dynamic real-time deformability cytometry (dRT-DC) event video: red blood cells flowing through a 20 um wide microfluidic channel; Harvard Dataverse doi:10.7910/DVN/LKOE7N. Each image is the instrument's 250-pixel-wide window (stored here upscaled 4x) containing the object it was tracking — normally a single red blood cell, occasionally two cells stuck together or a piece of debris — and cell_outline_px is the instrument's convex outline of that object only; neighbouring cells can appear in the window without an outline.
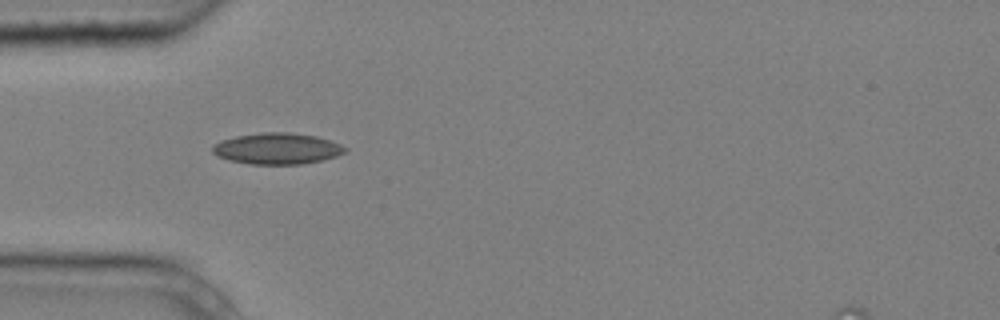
{"species": "common noctule bat (a hibernating species)", "species_latin": "Nyctalus noctula", "temperature_condition": "cold", "stored_images_in_passage": 10, "camera_frame_rate_fps": 3000, "um_per_image_px": 0.085, "animal": {"sex": "male", "body_mass_g": 20.4}, "frame": {"image": 1, "passage_image": 4, "time_ms": 1.0, "image_size_px": [1000, 320], "cell_outline_px": [[348, 152], [336, 156], [320, 160], [300, 164], [248, 164], [228, 160], [216, 156], [212, 152], [212, 144], [220, 140], [236, 136], [264, 132], [288, 132], [316, 136], [340, 144], [348, 148]], "centroid_in_image_um": [23.52, 12.63], "position_along_channel_um": 61.5, "area_um2": 24.22}}
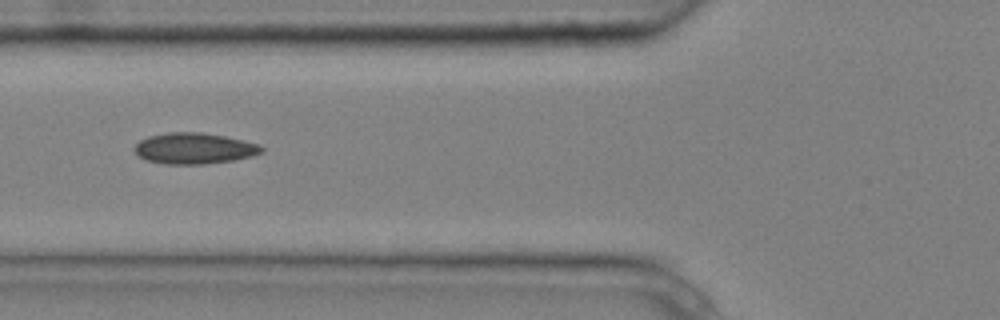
{"frame": {"image": 2, "passage_image": 5, "time_ms": 1.333, "image_size_px": [1000, 320], "cell_outline_px": [[264, 148], [260, 152], [252, 156], [232, 160], [204, 164], [164, 164], [144, 160], [136, 152], [136, 144], [140, 140], [148, 136], [168, 132], [200, 132], [224, 136], [260, 144]], "centroid_in_image_um": [16.5, 12.61], "position_along_channel_um": 109.3, "area_um2": 22.83}}
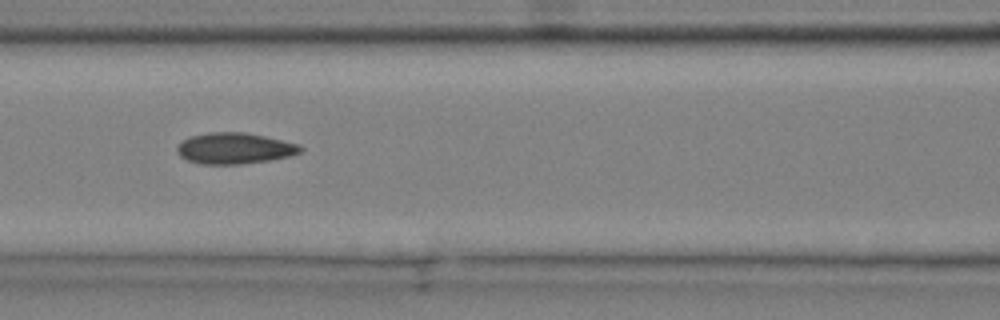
{"frame": {"image": 3, "passage_image": 6, "time_ms": 1.667, "image_size_px": [1000, 320], "cell_outline_px": [[304, 148], [300, 152], [288, 156], [268, 160], [240, 164], [200, 164], [188, 160], [180, 156], [176, 148], [184, 140], [192, 136], [208, 132], [244, 132], [264, 136], [300, 144]], "centroid_in_image_um": [19.95, 12.6], "position_along_channel_um": 146.7, "area_um2": 22.14}}